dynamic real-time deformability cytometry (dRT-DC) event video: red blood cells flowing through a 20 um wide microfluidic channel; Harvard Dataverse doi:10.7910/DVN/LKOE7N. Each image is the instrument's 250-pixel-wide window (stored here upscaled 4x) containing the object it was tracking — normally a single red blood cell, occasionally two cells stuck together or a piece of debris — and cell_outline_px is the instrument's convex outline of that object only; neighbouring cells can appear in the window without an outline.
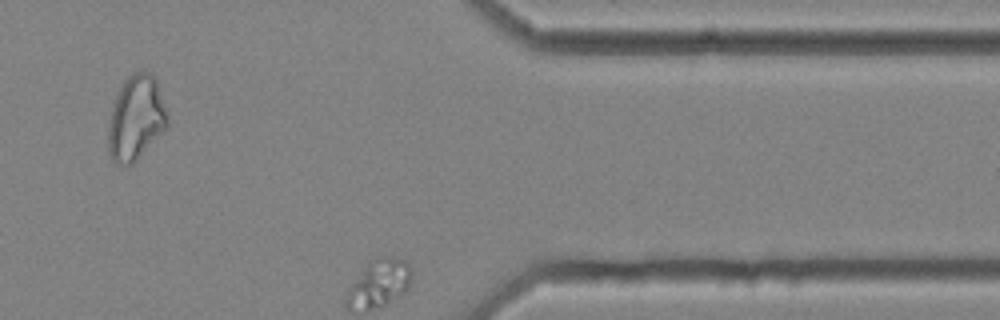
{"species": "common noctule bat (a hibernating species)", "species_latin": "Nyctalus noctula", "temperature_condition": "cold", "stored_images_in_passage": 42, "segment_of_instrument_passage": [2, 2], "camera_frame_rate_fps": 3000, "um_per_image_px": 0.085, "animal": {"sex": "female", "body_mass_g": 25.1}, "frame": {"image": 1, "passage_image": 35, "time_ms": 11.333, "image_size_px": [1000, 320], "cell_outline_px": [[168, 124], [136, 160], [132, 164], [116, 164], [112, 160], [108, 152], [108, 128], [112, 104], [124, 80], [132, 72], [140, 68], [152, 72], [156, 80], [168, 116]], "centroid_in_image_um": [11.53, 9.97], "position_along_channel_um": 399.9, "area_um2": 29.13}}